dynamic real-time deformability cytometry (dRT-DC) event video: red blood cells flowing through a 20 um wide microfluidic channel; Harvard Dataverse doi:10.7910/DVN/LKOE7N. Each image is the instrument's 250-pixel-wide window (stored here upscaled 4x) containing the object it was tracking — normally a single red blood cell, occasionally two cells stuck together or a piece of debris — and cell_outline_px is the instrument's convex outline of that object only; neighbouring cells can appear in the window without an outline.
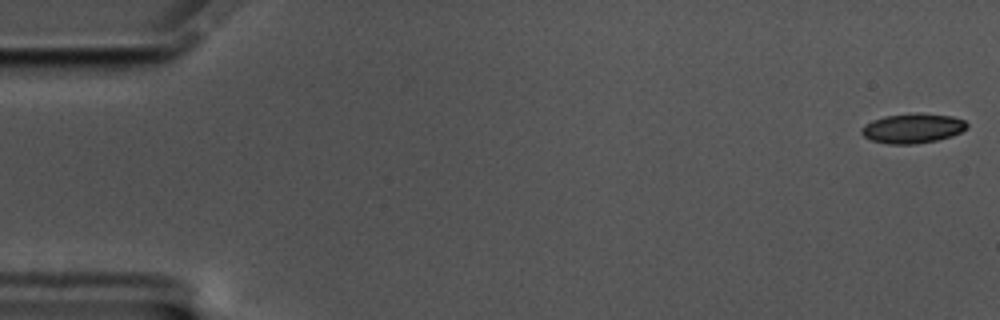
{"species": "common noctule bat (a hibernating species)", "species_latin": "Nyctalus noctula", "temperature_condition": "cold", "stored_images_in_passage": 19, "camera_frame_rate_fps": 3000, "um_per_image_px": 0.085, "animal": {"sex": "male", "body_mass_g": 17.5, "forearm_length_mm": 52.3}, "frame": {"image": 1, "passage_image": 1, "time_ms": 0.0, "image_size_px": [1000, 320], "cell_outline_px": [[968, 128], [952, 136], [936, 140], [916, 144], [888, 144], [872, 140], [864, 136], [860, 132], [860, 128], [864, 124], [872, 120], [884, 116], [916, 112], [952, 116], [964, 120], [968, 124]], "centroid_in_image_um": [77.56, 10.89], "position_along_channel_um": 7.4, "area_um2": 18.44}}
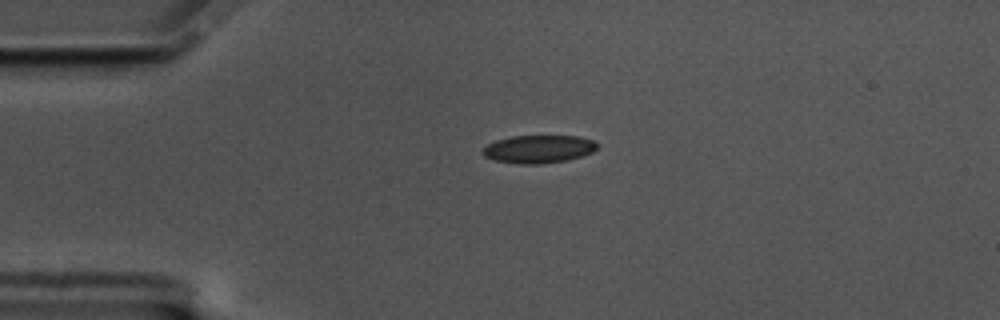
{"frame": {"image": 2, "passage_image": 14, "time_ms": 4.333, "image_size_px": [1000, 320], "cell_outline_px": [[600, 144], [592, 152], [568, 160], [540, 164], [520, 164], [496, 160], [484, 156], [480, 152], [488, 144], [496, 140], [512, 136], [580, 136], [596, 140]], "centroid_in_image_um": [45.81, 12.66], "position_along_channel_um": 39.2, "area_um2": 18.73}}